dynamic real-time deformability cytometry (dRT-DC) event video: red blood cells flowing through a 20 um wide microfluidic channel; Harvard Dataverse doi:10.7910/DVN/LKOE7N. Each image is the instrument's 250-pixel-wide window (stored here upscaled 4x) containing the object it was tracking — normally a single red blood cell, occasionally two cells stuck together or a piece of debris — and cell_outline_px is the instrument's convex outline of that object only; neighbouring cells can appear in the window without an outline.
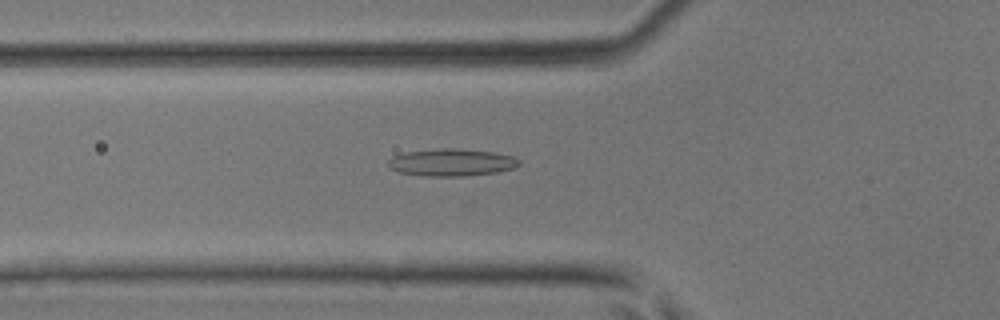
{"species": "common noctule bat (a hibernating species)", "species_latin": "Nyctalus noctula", "temperature_condition": "room temperature", "stored_images_in_passage": 45, "camera_frame_rate_fps": 3000, "um_per_image_px": 0.085, "animal": {"sex": "male", "body_mass_g": 17.9, "forearm_length_mm": 54.2}, "frame": {"image": 1, "passage_image": 16, "time_ms": 5.0, "image_size_px": [1000, 320], "cell_outline_px": [[520, 164], [516, 168], [496, 172], [464, 176], [424, 176], [400, 172], [388, 168], [388, 160], [392, 156], [404, 152], [440, 148], [460, 148], [496, 152], [512, 156], [520, 160]], "centroid_in_image_um": [38.39, 13.79], "position_along_channel_um": 87.4, "area_um2": 21.1}}
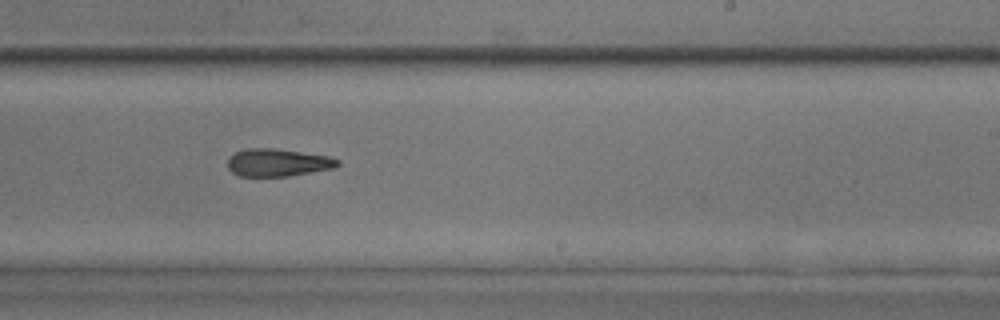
{"frame": {"image": 2, "passage_image": 28, "time_ms": 9.0, "image_size_px": [1000, 320], "cell_outline_px": [[340, 164], [332, 168], [288, 176], [240, 176], [232, 172], [228, 168], [228, 156], [236, 152], [248, 148], [272, 148], [328, 156], [340, 160]], "centroid_in_image_um": [23.58, 13.81], "position_along_channel_um": 265.4, "area_um2": 17.51}}
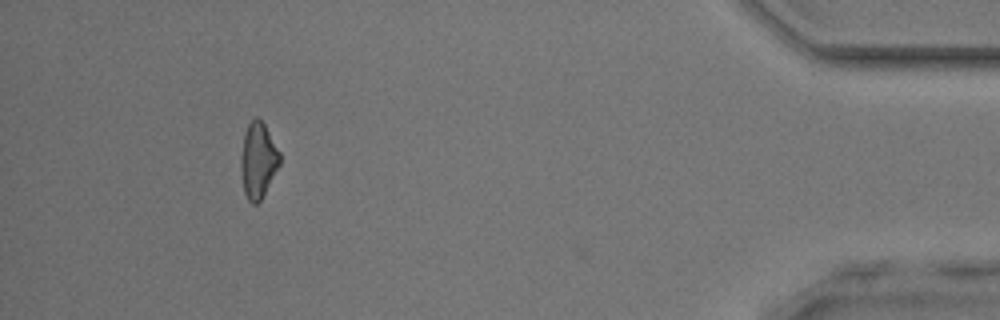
{"frame": {"image": 3, "passage_image": 42, "time_ms": 13.667, "image_size_px": [1000, 320], "cell_outline_px": [[280, 164], [260, 200], [256, 204], [252, 204], [248, 200], [244, 192], [240, 168], [240, 160], [244, 132], [248, 124], [256, 116], [264, 124], [280, 152]], "centroid_in_image_um": [21.92, 13.62], "position_along_channel_um": 413.3, "area_um2": 16.99}}